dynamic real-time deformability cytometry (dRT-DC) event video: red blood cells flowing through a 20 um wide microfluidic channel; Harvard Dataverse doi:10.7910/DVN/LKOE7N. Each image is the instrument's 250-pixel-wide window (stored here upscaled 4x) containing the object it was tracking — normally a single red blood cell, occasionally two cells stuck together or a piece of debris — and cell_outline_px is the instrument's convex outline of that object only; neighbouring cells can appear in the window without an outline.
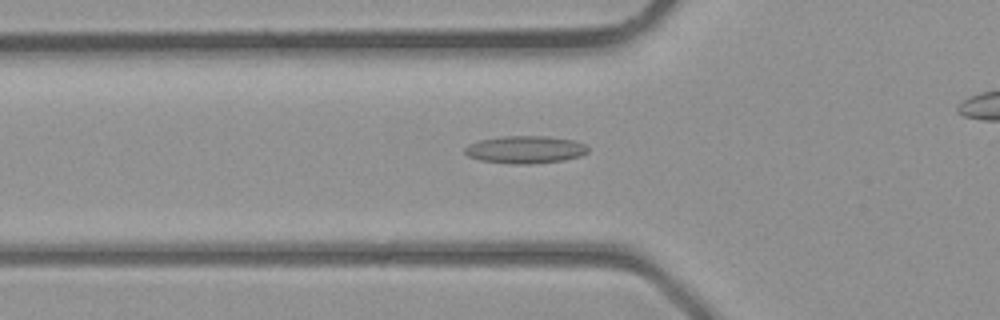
{"species": "common noctule bat (a hibernating species)", "species_latin": "Nyctalus noctula", "temperature_condition": "room temperature", "stored_images_in_passage": 23, "camera_frame_rate_fps": 3000, "um_per_image_px": 0.085, "animal": {"sex": "male", "body_mass_g": 23.1, "forearm_length_mm": 52.7}, "frame": {"image": 1, "passage_image": 2, "time_ms": 0.333, "image_size_px": [1000, 320], "cell_outline_px": [[588, 152], [580, 156], [564, 160], [532, 164], [512, 164], [480, 160], [468, 156], [464, 152], [464, 148], [468, 144], [480, 140], [504, 136], [548, 136], [572, 140], [584, 144], [588, 148]], "centroid_in_image_um": [44.63, 12.72], "position_along_channel_um": 81.2, "area_um2": 19.77}}
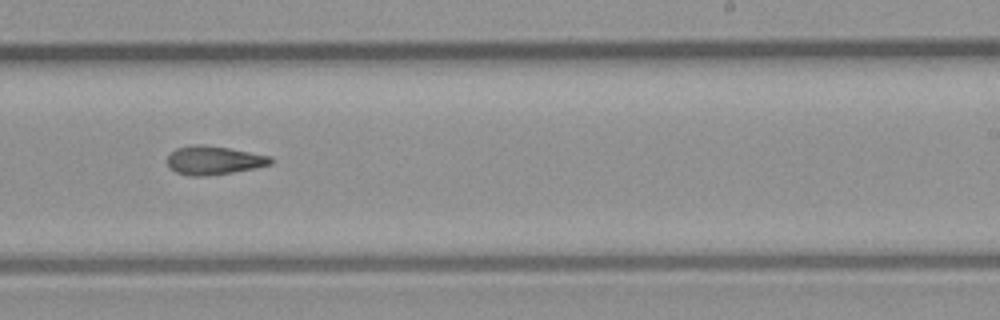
{"frame": {"image": 2, "passage_image": 13, "time_ms": 4.0, "image_size_px": [1000, 320], "cell_outline_px": [[272, 164], [232, 172], [204, 176], [192, 176], [176, 172], [168, 164], [168, 156], [176, 148], [192, 144], [200, 144], [228, 148], [272, 156]], "centroid_in_image_um": [18.17, 13.61], "position_along_channel_um": 270.8, "area_um2": 16.99}}
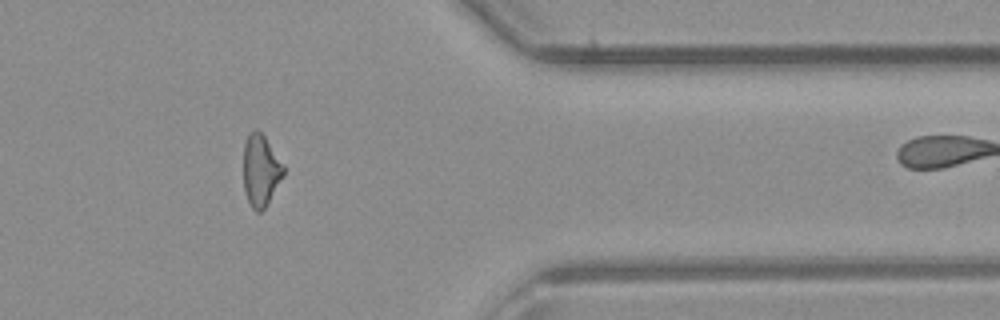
{"frame": {"image": 3, "passage_image": 21, "time_ms": 6.667, "image_size_px": [1000, 320], "cell_outline_px": [[284, 176], [264, 208], [260, 212], [256, 212], [252, 208], [244, 192], [244, 144], [248, 136], [256, 128], [264, 136], [284, 164]], "centroid_in_image_um": [22.17, 14.5], "position_along_channel_um": 389.2, "area_um2": 16.59}}